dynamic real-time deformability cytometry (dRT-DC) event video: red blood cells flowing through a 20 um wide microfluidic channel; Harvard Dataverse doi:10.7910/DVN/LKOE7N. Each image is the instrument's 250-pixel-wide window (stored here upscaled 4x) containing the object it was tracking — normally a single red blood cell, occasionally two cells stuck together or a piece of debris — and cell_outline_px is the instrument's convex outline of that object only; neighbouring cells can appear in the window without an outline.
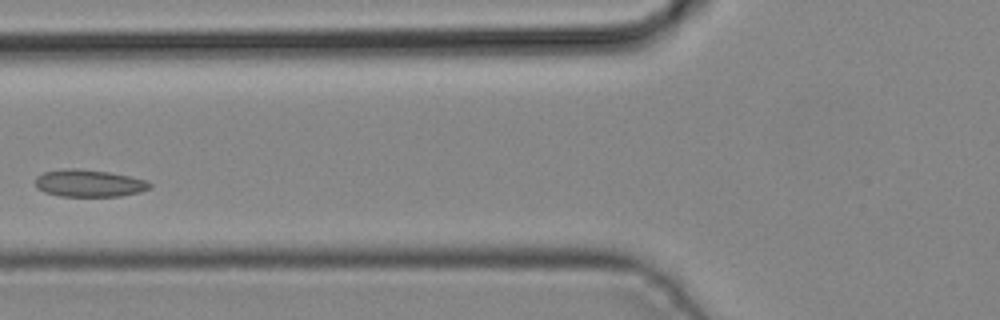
{"species": "common noctule bat (a hibernating species)", "species_latin": "Nyctalus noctula", "temperature_condition": "cold", "stored_images_in_passage": 5, "camera_frame_rate_fps": 3000, "um_per_image_px": 0.085, "animal": {"sex": "male", "body_mass_g": 19.2, "forearm_length_mm": 51.8}, "frame": {"image": 1, "passage_image": 5, "time_ms": 1.333, "image_size_px": [1000, 320], "cell_outline_px": [[152, 184], [148, 188], [140, 192], [120, 196], [60, 196], [44, 192], [36, 188], [36, 176], [44, 172], [64, 168], [76, 168], [108, 172], [148, 180]], "centroid_in_image_um": [7.54, 15.57], "position_along_channel_um": 118.3, "area_um2": 18.15}}